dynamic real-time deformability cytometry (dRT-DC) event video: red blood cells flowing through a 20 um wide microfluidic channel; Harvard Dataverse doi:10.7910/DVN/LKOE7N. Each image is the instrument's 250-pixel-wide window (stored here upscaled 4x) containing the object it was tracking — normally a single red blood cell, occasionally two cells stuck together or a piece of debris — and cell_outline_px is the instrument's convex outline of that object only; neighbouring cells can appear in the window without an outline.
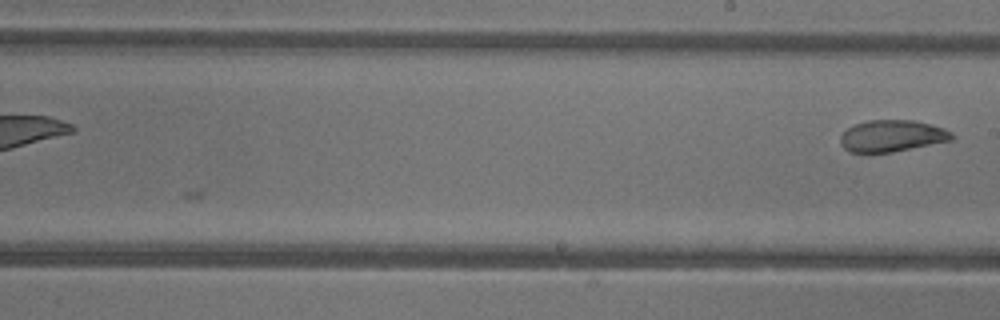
{"species": "common noctule bat (a hibernating species)", "species_latin": "Nyctalus noctula", "temperature_condition": "warm", "stored_images_in_passage": 7, "camera_frame_rate_fps": 3000, "um_per_image_px": 0.085, "animal": {"sex": "female"}, "frame": {"image": 1, "passage_image": 7, "time_ms": 7.0, "image_size_px": [1000, 320], "cell_outline_px": [[956, 136], [952, 140], [892, 152], [852, 152], [844, 148], [840, 144], [840, 136], [848, 128], [856, 124], [868, 120], [916, 120], [944, 128], [952, 132]], "centroid_in_image_um": [75.85, 11.54], "position_along_channel_um": 213.2, "area_um2": 20.52}}